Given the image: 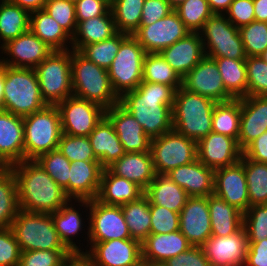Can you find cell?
Wrapping results in <instances>:
<instances>
[{"label":"cell","mask_w":267,"mask_h":266,"mask_svg":"<svg viewBox=\"0 0 267 266\" xmlns=\"http://www.w3.org/2000/svg\"><path fill=\"white\" fill-rule=\"evenodd\" d=\"M247 96H267V63L260 56L246 58Z\"/></svg>","instance_id":"obj_50"},{"label":"cell","mask_w":267,"mask_h":266,"mask_svg":"<svg viewBox=\"0 0 267 266\" xmlns=\"http://www.w3.org/2000/svg\"><path fill=\"white\" fill-rule=\"evenodd\" d=\"M71 3L76 4L77 2H79L80 0H69Z\"/></svg>","instance_id":"obj_72"},{"label":"cell","mask_w":267,"mask_h":266,"mask_svg":"<svg viewBox=\"0 0 267 266\" xmlns=\"http://www.w3.org/2000/svg\"><path fill=\"white\" fill-rule=\"evenodd\" d=\"M131 238L143 242L150 235V203L145 195L121 206Z\"/></svg>","instance_id":"obj_38"},{"label":"cell","mask_w":267,"mask_h":266,"mask_svg":"<svg viewBox=\"0 0 267 266\" xmlns=\"http://www.w3.org/2000/svg\"><path fill=\"white\" fill-rule=\"evenodd\" d=\"M19 210L17 182L10 169L0 173V228H10Z\"/></svg>","instance_id":"obj_44"},{"label":"cell","mask_w":267,"mask_h":266,"mask_svg":"<svg viewBox=\"0 0 267 266\" xmlns=\"http://www.w3.org/2000/svg\"><path fill=\"white\" fill-rule=\"evenodd\" d=\"M23 125L24 160H36L40 155L58 149L63 133L56 105H47L23 117Z\"/></svg>","instance_id":"obj_6"},{"label":"cell","mask_w":267,"mask_h":266,"mask_svg":"<svg viewBox=\"0 0 267 266\" xmlns=\"http://www.w3.org/2000/svg\"><path fill=\"white\" fill-rule=\"evenodd\" d=\"M3 97H4V72L1 69L0 64V109L3 105Z\"/></svg>","instance_id":"obj_66"},{"label":"cell","mask_w":267,"mask_h":266,"mask_svg":"<svg viewBox=\"0 0 267 266\" xmlns=\"http://www.w3.org/2000/svg\"><path fill=\"white\" fill-rule=\"evenodd\" d=\"M21 252L69 250L57 233L51 214L19 210L10 227Z\"/></svg>","instance_id":"obj_7"},{"label":"cell","mask_w":267,"mask_h":266,"mask_svg":"<svg viewBox=\"0 0 267 266\" xmlns=\"http://www.w3.org/2000/svg\"><path fill=\"white\" fill-rule=\"evenodd\" d=\"M11 169V165L0 154V173Z\"/></svg>","instance_id":"obj_67"},{"label":"cell","mask_w":267,"mask_h":266,"mask_svg":"<svg viewBox=\"0 0 267 266\" xmlns=\"http://www.w3.org/2000/svg\"><path fill=\"white\" fill-rule=\"evenodd\" d=\"M144 195L150 205L165 207L177 213L181 212L189 198L187 192L165 174H156L144 190Z\"/></svg>","instance_id":"obj_32"},{"label":"cell","mask_w":267,"mask_h":266,"mask_svg":"<svg viewBox=\"0 0 267 266\" xmlns=\"http://www.w3.org/2000/svg\"><path fill=\"white\" fill-rule=\"evenodd\" d=\"M168 266H210L202 247L192 246L185 252L166 261Z\"/></svg>","instance_id":"obj_59"},{"label":"cell","mask_w":267,"mask_h":266,"mask_svg":"<svg viewBox=\"0 0 267 266\" xmlns=\"http://www.w3.org/2000/svg\"><path fill=\"white\" fill-rule=\"evenodd\" d=\"M62 133L73 136H88L105 116V110L97 103L68 97L58 103Z\"/></svg>","instance_id":"obj_13"},{"label":"cell","mask_w":267,"mask_h":266,"mask_svg":"<svg viewBox=\"0 0 267 266\" xmlns=\"http://www.w3.org/2000/svg\"><path fill=\"white\" fill-rule=\"evenodd\" d=\"M225 16L237 28L251 23L255 20L253 0H234Z\"/></svg>","instance_id":"obj_56"},{"label":"cell","mask_w":267,"mask_h":266,"mask_svg":"<svg viewBox=\"0 0 267 266\" xmlns=\"http://www.w3.org/2000/svg\"><path fill=\"white\" fill-rule=\"evenodd\" d=\"M173 10L174 8L167 0H145L140 25H151Z\"/></svg>","instance_id":"obj_57"},{"label":"cell","mask_w":267,"mask_h":266,"mask_svg":"<svg viewBox=\"0 0 267 266\" xmlns=\"http://www.w3.org/2000/svg\"><path fill=\"white\" fill-rule=\"evenodd\" d=\"M147 266H168L166 262L147 261Z\"/></svg>","instance_id":"obj_68"},{"label":"cell","mask_w":267,"mask_h":266,"mask_svg":"<svg viewBox=\"0 0 267 266\" xmlns=\"http://www.w3.org/2000/svg\"><path fill=\"white\" fill-rule=\"evenodd\" d=\"M16 178L20 210L51 214L70 199L36 160L11 165Z\"/></svg>","instance_id":"obj_2"},{"label":"cell","mask_w":267,"mask_h":266,"mask_svg":"<svg viewBox=\"0 0 267 266\" xmlns=\"http://www.w3.org/2000/svg\"><path fill=\"white\" fill-rule=\"evenodd\" d=\"M212 236L225 237L243 227V213L222 198L211 194L207 197Z\"/></svg>","instance_id":"obj_35"},{"label":"cell","mask_w":267,"mask_h":266,"mask_svg":"<svg viewBox=\"0 0 267 266\" xmlns=\"http://www.w3.org/2000/svg\"><path fill=\"white\" fill-rule=\"evenodd\" d=\"M240 119L241 98L216 103L212 117V131L238 140Z\"/></svg>","instance_id":"obj_40"},{"label":"cell","mask_w":267,"mask_h":266,"mask_svg":"<svg viewBox=\"0 0 267 266\" xmlns=\"http://www.w3.org/2000/svg\"><path fill=\"white\" fill-rule=\"evenodd\" d=\"M73 255L70 250H32L21 252L19 266H62Z\"/></svg>","instance_id":"obj_53"},{"label":"cell","mask_w":267,"mask_h":266,"mask_svg":"<svg viewBox=\"0 0 267 266\" xmlns=\"http://www.w3.org/2000/svg\"><path fill=\"white\" fill-rule=\"evenodd\" d=\"M105 116L111 121L125 152H148L151 138L130 112L120 103L105 110Z\"/></svg>","instance_id":"obj_22"},{"label":"cell","mask_w":267,"mask_h":266,"mask_svg":"<svg viewBox=\"0 0 267 266\" xmlns=\"http://www.w3.org/2000/svg\"><path fill=\"white\" fill-rule=\"evenodd\" d=\"M248 243L245 266H267V239Z\"/></svg>","instance_id":"obj_60"},{"label":"cell","mask_w":267,"mask_h":266,"mask_svg":"<svg viewBox=\"0 0 267 266\" xmlns=\"http://www.w3.org/2000/svg\"><path fill=\"white\" fill-rule=\"evenodd\" d=\"M160 54L181 79L205 57L199 32L189 33L163 49Z\"/></svg>","instance_id":"obj_25"},{"label":"cell","mask_w":267,"mask_h":266,"mask_svg":"<svg viewBox=\"0 0 267 266\" xmlns=\"http://www.w3.org/2000/svg\"><path fill=\"white\" fill-rule=\"evenodd\" d=\"M213 14H225L234 0H207Z\"/></svg>","instance_id":"obj_63"},{"label":"cell","mask_w":267,"mask_h":266,"mask_svg":"<svg viewBox=\"0 0 267 266\" xmlns=\"http://www.w3.org/2000/svg\"><path fill=\"white\" fill-rule=\"evenodd\" d=\"M150 152L156 174H167L197 159V142L172 129L152 138Z\"/></svg>","instance_id":"obj_12"},{"label":"cell","mask_w":267,"mask_h":266,"mask_svg":"<svg viewBox=\"0 0 267 266\" xmlns=\"http://www.w3.org/2000/svg\"><path fill=\"white\" fill-rule=\"evenodd\" d=\"M243 227L248 242L267 239V204L250 206L243 213Z\"/></svg>","instance_id":"obj_51"},{"label":"cell","mask_w":267,"mask_h":266,"mask_svg":"<svg viewBox=\"0 0 267 266\" xmlns=\"http://www.w3.org/2000/svg\"><path fill=\"white\" fill-rule=\"evenodd\" d=\"M40 92L47 105H57L73 96L71 49L53 50L35 68Z\"/></svg>","instance_id":"obj_8"},{"label":"cell","mask_w":267,"mask_h":266,"mask_svg":"<svg viewBox=\"0 0 267 266\" xmlns=\"http://www.w3.org/2000/svg\"><path fill=\"white\" fill-rule=\"evenodd\" d=\"M145 0H110L117 32L132 35L140 26Z\"/></svg>","instance_id":"obj_41"},{"label":"cell","mask_w":267,"mask_h":266,"mask_svg":"<svg viewBox=\"0 0 267 266\" xmlns=\"http://www.w3.org/2000/svg\"><path fill=\"white\" fill-rule=\"evenodd\" d=\"M191 31L173 10L170 14L151 25H140L132 34L146 53H160Z\"/></svg>","instance_id":"obj_14"},{"label":"cell","mask_w":267,"mask_h":266,"mask_svg":"<svg viewBox=\"0 0 267 266\" xmlns=\"http://www.w3.org/2000/svg\"><path fill=\"white\" fill-rule=\"evenodd\" d=\"M29 24L30 13L27 10L8 0H0V48L28 31Z\"/></svg>","instance_id":"obj_37"},{"label":"cell","mask_w":267,"mask_h":266,"mask_svg":"<svg viewBox=\"0 0 267 266\" xmlns=\"http://www.w3.org/2000/svg\"><path fill=\"white\" fill-rule=\"evenodd\" d=\"M36 161L64 190L69 198V173L71 162L59 151V149L40 155Z\"/></svg>","instance_id":"obj_46"},{"label":"cell","mask_w":267,"mask_h":266,"mask_svg":"<svg viewBox=\"0 0 267 266\" xmlns=\"http://www.w3.org/2000/svg\"><path fill=\"white\" fill-rule=\"evenodd\" d=\"M239 32L247 57L261 56L267 50V22L254 20L241 26Z\"/></svg>","instance_id":"obj_48"},{"label":"cell","mask_w":267,"mask_h":266,"mask_svg":"<svg viewBox=\"0 0 267 266\" xmlns=\"http://www.w3.org/2000/svg\"><path fill=\"white\" fill-rule=\"evenodd\" d=\"M150 234H167L179 230V213L165 207L150 205Z\"/></svg>","instance_id":"obj_54"},{"label":"cell","mask_w":267,"mask_h":266,"mask_svg":"<svg viewBox=\"0 0 267 266\" xmlns=\"http://www.w3.org/2000/svg\"><path fill=\"white\" fill-rule=\"evenodd\" d=\"M199 34L206 56L230 59L247 58L239 28L235 27L225 14H212Z\"/></svg>","instance_id":"obj_11"},{"label":"cell","mask_w":267,"mask_h":266,"mask_svg":"<svg viewBox=\"0 0 267 266\" xmlns=\"http://www.w3.org/2000/svg\"><path fill=\"white\" fill-rule=\"evenodd\" d=\"M58 149L70 162L77 160L99 161L87 136L62 134Z\"/></svg>","instance_id":"obj_49"},{"label":"cell","mask_w":267,"mask_h":266,"mask_svg":"<svg viewBox=\"0 0 267 266\" xmlns=\"http://www.w3.org/2000/svg\"><path fill=\"white\" fill-rule=\"evenodd\" d=\"M174 11L191 32H199L213 14L207 0H186L175 7Z\"/></svg>","instance_id":"obj_47"},{"label":"cell","mask_w":267,"mask_h":266,"mask_svg":"<svg viewBox=\"0 0 267 266\" xmlns=\"http://www.w3.org/2000/svg\"><path fill=\"white\" fill-rule=\"evenodd\" d=\"M127 35L126 33L117 32L109 39L85 45L79 52L89 61L107 70L119 50L121 41Z\"/></svg>","instance_id":"obj_45"},{"label":"cell","mask_w":267,"mask_h":266,"mask_svg":"<svg viewBox=\"0 0 267 266\" xmlns=\"http://www.w3.org/2000/svg\"><path fill=\"white\" fill-rule=\"evenodd\" d=\"M240 161L244 165L249 205L267 204V163L253 161L244 154Z\"/></svg>","instance_id":"obj_42"},{"label":"cell","mask_w":267,"mask_h":266,"mask_svg":"<svg viewBox=\"0 0 267 266\" xmlns=\"http://www.w3.org/2000/svg\"><path fill=\"white\" fill-rule=\"evenodd\" d=\"M192 245L180 230L167 234H150L142 243V258L166 262L188 250Z\"/></svg>","instance_id":"obj_30"},{"label":"cell","mask_w":267,"mask_h":266,"mask_svg":"<svg viewBox=\"0 0 267 266\" xmlns=\"http://www.w3.org/2000/svg\"><path fill=\"white\" fill-rule=\"evenodd\" d=\"M21 250L11 228H0V266H19Z\"/></svg>","instance_id":"obj_55"},{"label":"cell","mask_w":267,"mask_h":266,"mask_svg":"<svg viewBox=\"0 0 267 266\" xmlns=\"http://www.w3.org/2000/svg\"><path fill=\"white\" fill-rule=\"evenodd\" d=\"M87 137L103 168H107L126 153L113 124L106 116Z\"/></svg>","instance_id":"obj_29"},{"label":"cell","mask_w":267,"mask_h":266,"mask_svg":"<svg viewBox=\"0 0 267 266\" xmlns=\"http://www.w3.org/2000/svg\"><path fill=\"white\" fill-rule=\"evenodd\" d=\"M0 154L10 164L24 160L23 117L0 109Z\"/></svg>","instance_id":"obj_28"},{"label":"cell","mask_w":267,"mask_h":266,"mask_svg":"<svg viewBox=\"0 0 267 266\" xmlns=\"http://www.w3.org/2000/svg\"><path fill=\"white\" fill-rule=\"evenodd\" d=\"M267 131V96L241 98L239 147L244 150L253 140Z\"/></svg>","instance_id":"obj_24"},{"label":"cell","mask_w":267,"mask_h":266,"mask_svg":"<svg viewBox=\"0 0 267 266\" xmlns=\"http://www.w3.org/2000/svg\"><path fill=\"white\" fill-rule=\"evenodd\" d=\"M52 51L51 47L29 29L0 48L1 56L3 54L6 55V58L5 55L3 57L0 56V64L14 68L34 69Z\"/></svg>","instance_id":"obj_16"},{"label":"cell","mask_w":267,"mask_h":266,"mask_svg":"<svg viewBox=\"0 0 267 266\" xmlns=\"http://www.w3.org/2000/svg\"><path fill=\"white\" fill-rule=\"evenodd\" d=\"M103 167L99 161L71 162L69 173V199L93 200L97 198Z\"/></svg>","instance_id":"obj_26"},{"label":"cell","mask_w":267,"mask_h":266,"mask_svg":"<svg viewBox=\"0 0 267 266\" xmlns=\"http://www.w3.org/2000/svg\"><path fill=\"white\" fill-rule=\"evenodd\" d=\"M107 169L130 180L145 190L156 177L151 152H126Z\"/></svg>","instance_id":"obj_27"},{"label":"cell","mask_w":267,"mask_h":266,"mask_svg":"<svg viewBox=\"0 0 267 266\" xmlns=\"http://www.w3.org/2000/svg\"><path fill=\"white\" fill-rule=\"evenodd\" d=\"M216 102L182 86L176 90L172 108L173 129L198 142L212 132Z\"/></svg>","instance_id":"obj_4"},{"label":"cell","mask_w":267,"mask_h":266,"mask_svg":"<svg viewBox=\"0 0 267 266\" xmlns=\"http://www.w3.org/2000/svg\"><path fill=\"white\" fill-rule=\"evenodd\" d=\"M73 96L109 109L120 102L113 90L108 71L71 49Z\"/></svg>","instance_id":"obj_3"},{"label":"cell","mask_w":267,"mask_h":266,"mask_svg":"<svg viewBox=\"0 0 267 266\" xmlns=\"http://www.w3.org/2000/svg\"><path fill=\"white\" fill-rule=\"evenodd\" d=\"M213 58L218 66L225 89L235 98L247 96L246 59Z\"/></svg>","instance_id":"obj_39"},{"label":"cell","mask_w":267,"mask_h":266,"mask_svg":"<svg viewBox=\"0 0 267 266\" xmlns=\"http://www.w3.org/2000/svg\"><path fill=\"white\" fill-rule=\"evenodd\" d=\"M260 57L267 63V50Z\"/></svg>","instance_id":"obj_71"},{"label":"cell","mask_w":267,"mask_h":266,"mask_svg":"<svg viewBox=\"0 0 267 266\" xmlns=\"http://www.w3.org/2000/svg\"><path fill=\"white\" fill-rule=\"evenodd\" d=\"M117 33L111 10L104 15L77 21V29L72 37L71 49L80 51L85 45L98 43Z\"/></svg>","instance_id":"obj_34"},{"label":"cell","mask_w":267,"mask_h":266,"mask_svg":"<svg viewBox=\"0 0 267 266\" xmlns=\"http://www.w3.org/2000/svg\"><path fill=\"white\" fill-rule=\"evenodd\" d=\"M72 201L73 200H69L59 210L51 213V216L54 227L64 245L73 254H84V249L80 247L81 243L76 245L75 243L77 242L74 241V237L78 234L84 233L82 232V228L85 225V221L83 220L84 217L81 215L82 213L79 211L80 207H77L76 210L75 203H77V200H75L74 203Z\"/></svg>","instance_id":"obj_33"},{"label":"cell","mask_w":267,"mask_h":266,"mask_svg":"<svg viewBox=\"0 0 267 266\" xmlns=\"http://www.w3.org/2000/svg\"><path fill=\"white\" fill-rule=\"evenodd\" d=\"M76 206H82L88 220L87 247L97 242H105L117 239H132L125 222L121 206L106 205L93 200H77ZM85 206V207H84Z\"/></svg>","instance_id":"obj_9"},{"label":"cell","mask_w":267,"mask_h":266,"mask_svg":"<svg viewBox=\"0 0 267 266\" xmlns=\"http://www.w3.org/2000/svg\"><path fill=\"white\" fill-rule=\"evenodd\" d=\"M143 81L166 84L175 90L182 86V79L160 53H146L143 60Z\"/></svg>","instance_id":"obj_43"},{"label":"cell","mask_w":267,"mask_h":266,"mask_svg":"<svg viewBox=\"0 0 267 266\" xmlns=\"http://www.w3.org/2000/svg\"><path fill=\"white\" fill-rule=\"evenodd\" d=\"M110 9V0H80L75 4L77 21L104 15Z\"/></svg>","instance_id":"obj_58"},{"label":"cell","mask_w":267,"mask_h":266,"mask_svg":"<svg viewBox=\"0 0 267 266\" xmlns=\"http://www.w3.org/2000/svg\"><path fill=\"white\" fill-rule=\"evenodd\" d=\"M182 87L216 103L235 99L226 89L213 58L205 57L182 78Z\"/></svg>","instance_id":"obj_15"},{"label":"cell","mask_w":267,"mask_h":266,"mask_svg":"<svg viewBox=\"0 0 267 266\" xmlns=\"http://www.w3.org/2000/svg\"><path fill=\"white\" fill-rule=\"evenodd\" d=\"M256 21L267 22V0H253Z\"/></svg>","instance_id":"obj_64"},{"label":"cell","mask_w":267,"mask_h":266,"mask_svg":"<svg viewBox=\"0 0 267 266\" xmlns=\"http://www.w3.org/2000/svg\"><path fill=\"white\" fill-rule=\"evenodd\" d=\"M144 195L136 183L103 169L97 200L106 205L122 206Z\"/></svg>","instance_id":"obj_31"},{"label":"cell","mask_w":267,"mask_h":266,"mask_svg":"<svg viewBox=\"0 0 267 266\" xmlns=\"http://www.w3.org/2000/svg\"><path fill=\"white\" fill-rule=\"evenodd\" d=\"M84 255L92 266H131L142 259L141 242L135 239L97 242Z\"/></svg>","instance_id":"obj_17"},{"label":"cell","mask_w":267,"mask_h":266,"mask_svg":"<svg viewBox=\"0 0 267 266\" xmlns=\"http://www.w3.org/2000/svg\"><path fill=\"white\" fill-rule=\"evenodd\" d=\"M165 175L183 188L189 197H208L214 194V170L198 159L174 168Z\"/></svg>","instance_id":"obj_23"},{"label":"cell","mask_w":267,"mask_h":266,"mask_svg":"<svg viewBox=\"0 0 267 266\" xmlns=\"http://www.w3.org/2000/svg\"><path fill=\"white\" fill-rule=\"evenodd\" d=\"M170 5L175 8L177 7L179 4H181L182 2L186 1V0H167Z\"/></svg>","instance_id":"obj_69"},{"label":"cell","mask_w":267,"mask_h":266,"mask_svg":"<svg viewBox=\"0 0 267 266\" xmlns=\"http://www.w3.org/2000/svg\"><path fill=\"white\" fill-rule=\"evenodd\" d=\"M131 266H147V261L142 258L140 261H138L137 263H135Z\"/></svg>","instance_id":"obj_70"},{"label":"cell","mask_w":267,"mask_h":266,"mask_svg":"<svg viewBox=\"0 0 267 266\" xmlns=\"http://www.w3.org/2000/svg\"><path fill=\"white\" fill-rule=\"evenodd\" d=\"M243 154L253 161L267 163V131L253 140L243 150Z\"/></svg>","instance_id":"obj_61"},{"label":"cell","mask_w":267,"mask_h":266,"mask_svg":"<svg viewBox=\"0 0 267 266\" xmlns=\"http://www.w3.org/2000/svg\"><path fill=\"white\" fill-rule=\"evenodd\" d=\"M179 218V230L192 246L201 247L212 236L207 197H189Z\"/></svg>","instance_id":"obj_21"},{"label":"cell","mask_w":267,"mask_h":266,"mask_svg":"<svg viewBox=\"0 0 267 266\" xmlns=\"http://www.w3.org/2000/svg\"><path fill=\"white\" fill-rule=\"evenodd\" d=\"M243 155L238 140L211 132L197 142V159L213 170L238 163Z\"/></svg>","instance_id":"obj_19"},{"label":"cell","mask_w":267,"mask_h":266,"mask_svg":"<svg viewBox=\"0 0 267 266\" xmlns=\"http://www.w3.org/2000/svg\"><path fill=\"white\" fill-rule=\"evenodd\" d=\"M29 29L53 50L71 49L72 37L44 9L30 13Z\"/></svg>","instance_id":"obj_36"},{"label":"cell","mask_w":267,"mask_h":266,"mask_svg":"<svg viewBox=\"0 0 267 266\" xmlns=\"http://www.w3.org/2000/svg\"><path fill=\"white\" fill-rule=\"evenodd\" d=\"M44 10L73 37L77 29L75 4L69 0H47Z\"/></svg>","instance_id":"obj_52"},{"label":"cell","mask_w":267,"mask_h":266,"mask_svg":"<svg viewBox=\"0 0 267 266\" xmlns=\"http://www.w3.org/2000/svg\"><path fill=\"white\" fill-rule=\"evenodd\" d=\"M248 246V238L242 227L229 236H211L201 247L210 266H245Z\"/></svg>","instance_id":"obj_18"},{"label":"cell","mask_w":267,"mask_h":266,"mask_svg":"<svg viewBox=\"0 0 267 266\" xmlns=\"http://www.w3.org/2000/svg\"><path fill=\"white\" fill-rule=\"evenodd\" d=\"M176 90L166 84L142 81L125 92L120 104L134 116L151 139L173 129L172 108Z\"/></svg>","instance_id":"obj_1"},{"label":"cell","mask_w":267,"mask_h":266,"mask_svg":"<svg viewBox=\"0 0 267 266\" xmlns=\"http://www.w3.org/2000/svg\"><path fill=\"white\" fill-rule=\"evenodd\" d=\"M214 194L245 213L250 207L244 165L238 163L214 170Z\"/></svg>","instance_id":"obj_20"},{"label":"cell","mask_w":267,"mask_h":266,"mask_svg":"<svg viewBox=\"0 0 267 266\" xmlns=\"http://www.w3.org/2000/svg\"><path fill=\"white\" fill-rule=\"evenodd\" d=\"M10 3L27 10L29 13L42 10L47 0H8Z\"/></svg>","instance_id":"obj_62"},{"label":"cell","mask_w":267,"mask_h":266,"mask_svg":"<svg viewBox=\"0 0 267 266\" xmlns=\"http://www.w3.org/2000/svg\"><path fill=\"white\" fill-rule=\"evenodd\" d=\"M62 266H92L89 259L84 254H73Z\"/></svg>","instance_id":"obj_65"},{"label":"cell","mask_w":267,"mask_h":266,"mask_svg":"<svg viewBox=\"0 0 267 266\" xmlns=\"http://www.w3.org/2000/svg\"><path fill=\"white\" fill-rule=\"evenodd\" d=\"M144 48L133 35H127L107 69L113 90L121 97L125 92L135 90L143 81Z\"/></svg>","instance_id":"obj_10"},{"label":"cell","mask_w":267,"mask_h":266,"mask_svg":"<svg viewBox=\"0 0 267 266\" xmlns=\"http://www.w3.org/2000/svg\"><path fill=\"white\" fill-rule=\"evenodd\" d=\"M4 72L2 110L25 117L47 106L33 68H14L1 64Z\"/></svg>","instance_id":"obj_5"}]
</instances>
